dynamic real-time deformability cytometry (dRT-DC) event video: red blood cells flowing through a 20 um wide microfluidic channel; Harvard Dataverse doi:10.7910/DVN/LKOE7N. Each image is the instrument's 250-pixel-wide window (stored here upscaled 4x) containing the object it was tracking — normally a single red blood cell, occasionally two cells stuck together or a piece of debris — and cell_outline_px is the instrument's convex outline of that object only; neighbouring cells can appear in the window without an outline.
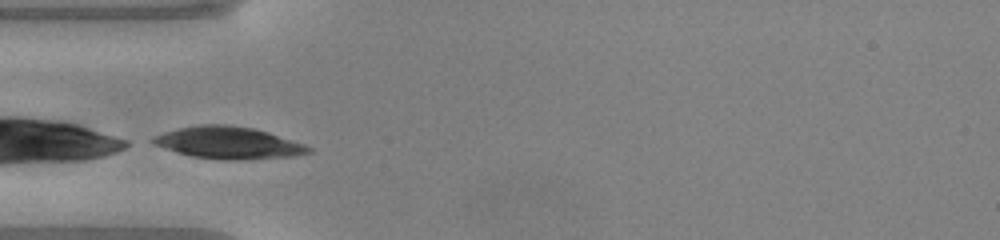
{"species": "common noctule bat (a hibernating species)", "species_latin": "Nyctalus noctula", "temperature_condition": "warm", "stored_images_in_passage": 27, "camera_frame_rate_fps": 3000, "um_per_image_px": 0.085, "animal": {"sex": "male", "body_mass_g": 20.0, "forearm_length_mm": 53.3}, "frame": {"image": 1, "passage_image": 1, "time_ms": 0.0, "image_size_px": [1000, 240], "cell_outline_px": [[312, 152], [292, 156], [236, 160], [228, 160], [192, 156], [176, 152], [152, 144], [144, 140], [152, 136], [164, 132], [180, 128], [200, 124], [228, 124], [252, 128], [268, 132], [304, 144], [312, 148]], "centroid_in_image_um": [19.34, 12.13], "position_along_channel_um": 65.7, "area_um2": 29.07}}
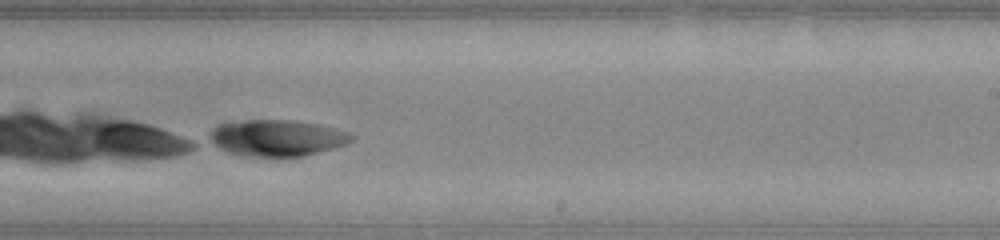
{"frame": {"image": 2, "passage_image": 16, "time_ms": 5.0, "image_size_px": [1000, 240], "cell_outline_px": [[352, 140], [348, 144], [336, 148], [304, 156], [280, 160], [244, 156], [228, 152], [212, 144], [212, 128], [216, 124], [244, 120], [292, 120], [320, 124], [336, 128], [348, 132], [352, 136]], "centroid_in_image_um": [23.57, 11.76], "position_along_channel_um": 265.4, "area_um2": 30.98}, "authors_computed_cell_mechanics": {"area_um2": 26.7614, "velocity_mm_per_s": 4.0037, "shape_relaxation_time_tau1_ms": 1.3879, "shape_relaxation_time_tau2_ms": null, "deformation_change_tau1": 0.1447, "deformation_change_tau2": null}}